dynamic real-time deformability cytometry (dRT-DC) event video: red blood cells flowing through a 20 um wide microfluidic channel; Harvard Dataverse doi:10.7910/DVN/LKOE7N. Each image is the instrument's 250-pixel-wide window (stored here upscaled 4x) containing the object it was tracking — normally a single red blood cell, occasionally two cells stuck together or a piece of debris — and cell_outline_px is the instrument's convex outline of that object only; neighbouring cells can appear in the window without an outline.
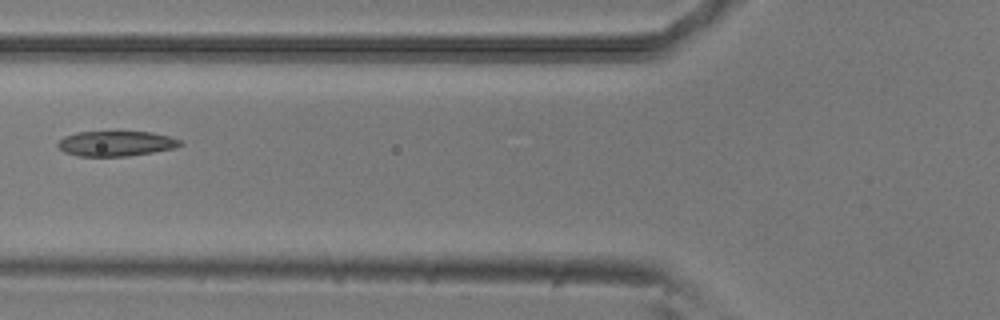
{"species": "common noctule bat (a hibernating species)", "species_latin": "Nyctalus noctula", "temperature_condition": "room temperature", "stored_images_in_passage": 3, "camera_frame_rate_fps": 3000, "um_per_image_px": 0.085, "animal": {"sex": "male", "body_mass_g": 20.5, "forearm_length_mm": 52.5}, "frame": {"image": 1, "passage_image": 2, "time_ms": 0.333, "image_size_px": [1000, 320], "cell_outline_px": [[184, 144], [176, 148], [128, 156], [76, 156], [64, 152], [56, 144], [64, 136], [76, 132], [152, 132], [168, 136], [180, 140]], "centroid_in_image_um": [9.86, 12.2], "position_along_channel_um": 115.9, "area_um2": 17.92}}
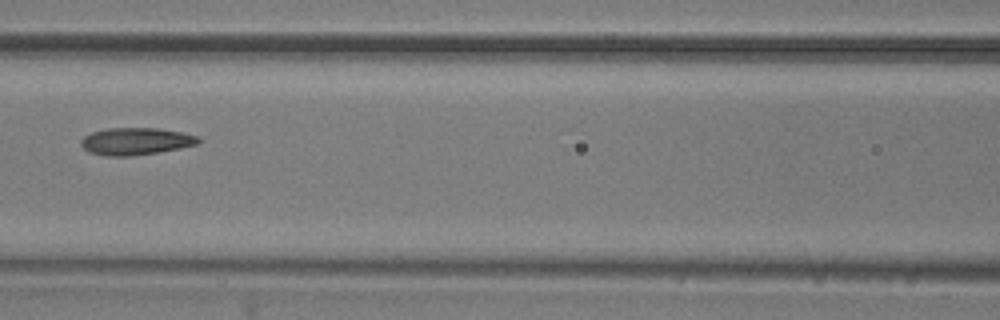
{"frame": {"image": 2, "passage_image": 3, "time_ms": 0.667, "image_size_px": [1000, 320], "cell_outline_px": [[200, 144], [180, 148], [132, 156], [108, 156], [88, 152], [80, 144], [80, 140], [84, 136], [92, 132], [108, 128], [156, 128], [180, 132], [196, 136], [200, 140]], "centroid_in_image_um": [11.51, 12.01], "position_along_channel_um": 155.1, "area_um2": 18.5}}